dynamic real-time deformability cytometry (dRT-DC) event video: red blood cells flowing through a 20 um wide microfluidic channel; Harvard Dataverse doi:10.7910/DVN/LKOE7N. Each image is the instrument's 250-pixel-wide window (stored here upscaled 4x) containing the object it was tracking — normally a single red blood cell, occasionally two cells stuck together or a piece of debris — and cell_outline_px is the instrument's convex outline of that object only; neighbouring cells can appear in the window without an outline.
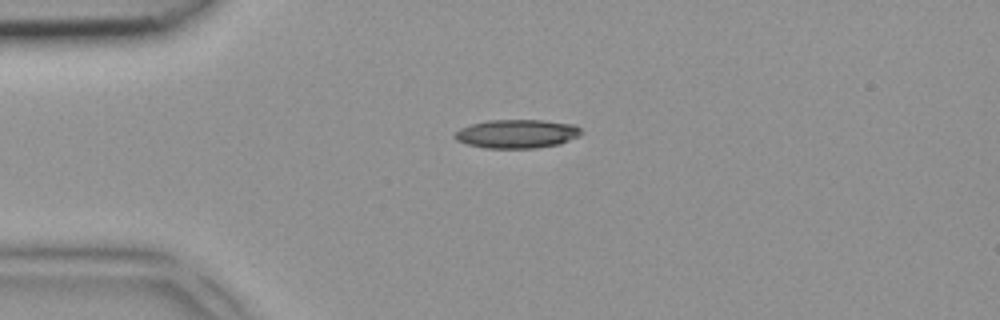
{"species": "common noctule bat (a hibernating species)", "species_latin": "Nyctalus noctula", "temperature_condition": "room temperature", "stored_images_in_passage": 3, "camera_frame_rate_fps": 3000, "um_per_image_px": 0.085, "animal": {"sex": "female", "body_mass_g": 18.4}, "frame": {"image": 1, "passage_image": 1, "time_ms": 0.0, "image_size_px": [1000, 320], "cell_outline_px": [[584, 132], [580, 136], [560, 144], [536, 148], [484, 148], [468, 144], [456, 140], [452, 136], [460, 128], [472, 124], [488, 120], [544, 120], [576, 124]], "centroid_in_image_um": [43.98, 11.37], "position_along_channel_um": 41.0, "area_um2": 21.39}}
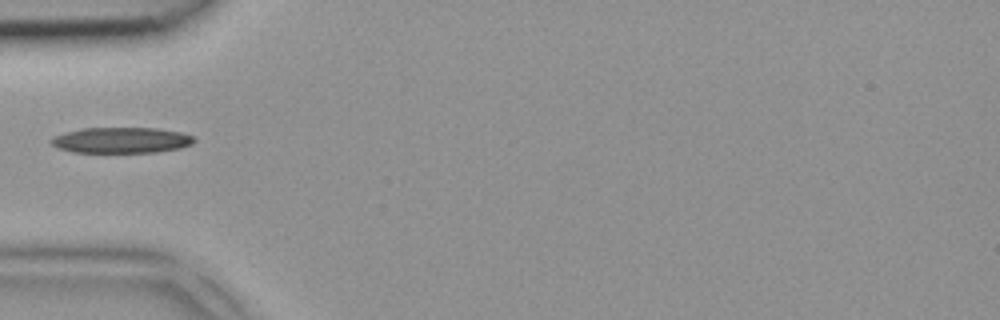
{"frame": {"image": 2, "passage_image": 2, "time_ms": 0.333, "image_size_px": [1000, 320], "cell_outline_px": [[196, 140], [192, 144], [180, 148], [156, 152], [72, 152], [60, 148], [52, 144], [48, 140], [64, 132], [80, 128], [156, 128], [180, 132], [192, 136]], "centroid_in_image_um": [10.31, 11.91], "position_along_channel_um": 74.7, "area_um2": 21.39}}